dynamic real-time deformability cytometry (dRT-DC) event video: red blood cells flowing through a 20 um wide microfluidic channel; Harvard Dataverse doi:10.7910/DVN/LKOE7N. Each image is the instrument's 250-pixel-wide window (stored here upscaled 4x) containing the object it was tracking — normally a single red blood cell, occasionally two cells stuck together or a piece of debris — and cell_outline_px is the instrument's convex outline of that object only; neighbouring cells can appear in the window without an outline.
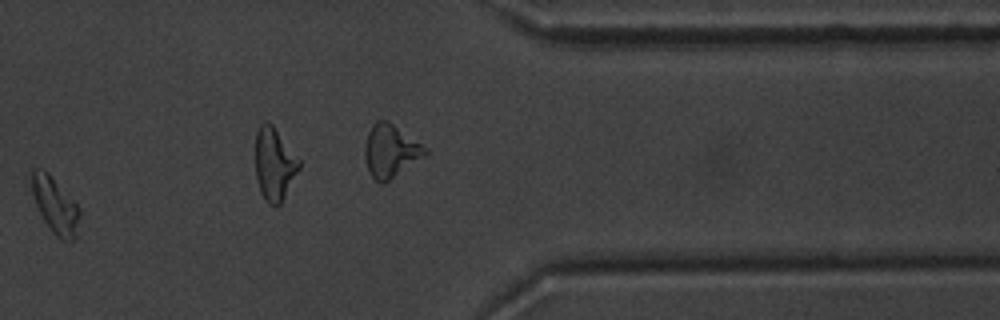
{"species": "common noctule bat (a hibernating species)", "species_latin": "Nyctalus noctula", "temperature_condition": "warm", "stored_images_in_passage": 15, "camera_frame_rate_fps": 3000, "um_per_image_px": 0.085, "animal": {"sex": "male", "body_mass_g": 20.1, "forearm_length_mm": 53.5}, "frame": {"image": 1, "passage_image": 13, "time_ms": 14.667, "image_size_px": [1000, 320], "cell_outline_px": [[80, 212], [76, 236], [72, 240], [64, 240], [56, 236], [52, 232], [44, 220], [36, 204], [32, 192], [32, 168], [40, 168], [48, 172], [80, 208]], "centroid_in_image_um": [4.69, 17.44], "position_along_channel_um": 406.7, "area_um2": 15.32}, "authors_computed_cell_mechanics": {"area_um2": 17.7446, "velocity_mm_per_s": 2.8808, "shape_relaxation_time_tau1_ms": null, "shape_relaxation_time_tau2_ms": 6.3552, "deformation_change_tau1": null, "deformation_change_tau2": 0.1195}}